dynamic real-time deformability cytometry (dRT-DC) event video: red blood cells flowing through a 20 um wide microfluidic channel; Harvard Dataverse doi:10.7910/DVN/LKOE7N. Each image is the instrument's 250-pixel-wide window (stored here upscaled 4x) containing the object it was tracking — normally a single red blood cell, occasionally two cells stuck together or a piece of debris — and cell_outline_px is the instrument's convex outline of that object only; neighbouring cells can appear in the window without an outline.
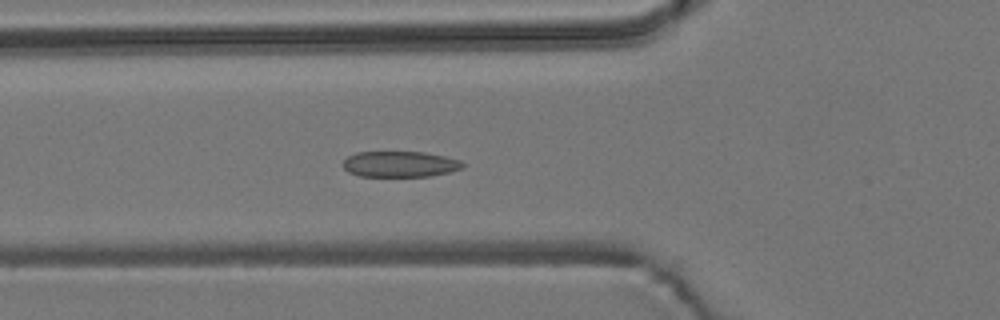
{"species": "common noctule bat (a hibernating species)", "species_latin": "Nyctalus noctula", "temperature_condition": "room temperature", "stored_images_in_passage": 55, "camera_frame_rate_fps": 3000, "um_per_image_px": 0.085, "animal": {"sex": "male", "body_mass_g": 19.2, "forearm_length_mm": 51.8}, "frame": {"image": 1, "passage_image": 19, "time_ms": 6.0, "image_size_px": [1000, 320], "cell_outline_px": [[464, 164], [460, 168], [448, 172], [428, 176], [360, 176], [348, 172], [344, 168], [344, 160], [348, 156], [356, 152], [424, 152], [444, 156], [460, 160]], "centroid_in_image_um": [33.96, 13.94], "position_along_channel_um": 91.8, "area_um2": 17.8}}
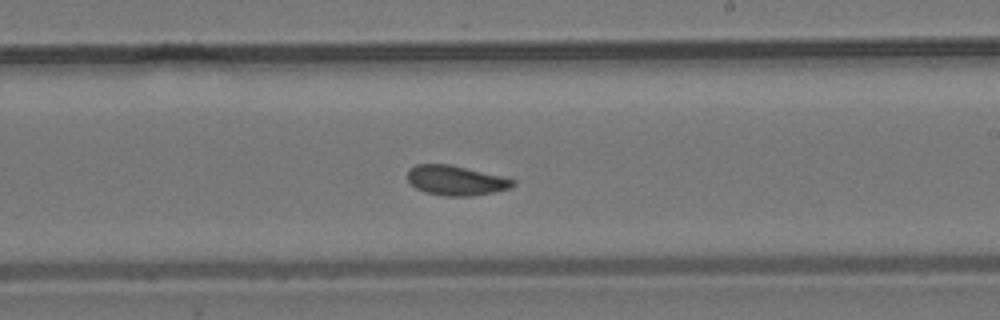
{"frame": {"image": 2, "passage_image": 32, "time_ms": 10.333, "image_size_px": [1000, 320], "cell_outline_px": [[516, 184], [508, 188], [492, 192], [472, 196], [444, 196], [424, 192], [416, 188], [408, 180], [408, 168], [416, 164], [452, 164], [504, 176], [516, 180]], "centroid_in_image_um": [38.75, 15.32], "position_along_channel_um": 250.2, "area_um2": 18.5}}
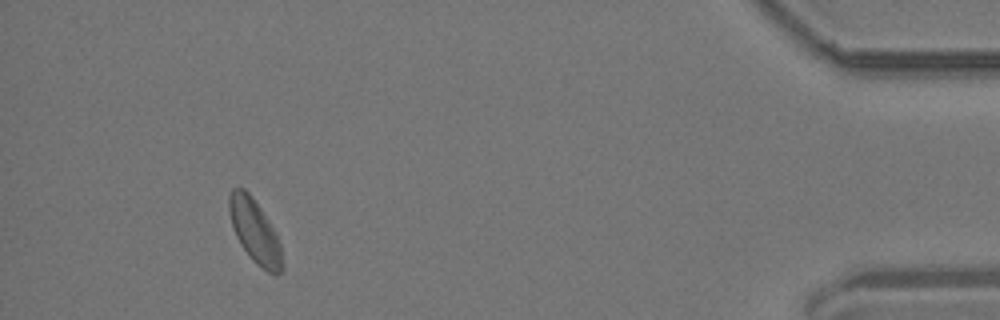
{"frame": {"image": 3, "passage_image": 51, "time_ms": 16.667, "image_size_px": [1000, 320], "cell_outline_px": [[280, 272], [276, 276], [268, 272], [256, 264], [252, 260], [240, 244], [236, 236], [228, 212], [228, 196], [232, 188], [244, 188], [252, 196], [276, 232], [280, 244]], "centroid_in_image_um": [21.61, 19.62], "position_along_channel_um": 413.6, "area_um2": 19.36}, "authors_computed_cell_mechanics": {"area_um2": 18.9006, "velocity_mm_per_s": 3.6518, "shape_relaxation_time_tau1_ms": null, "shape_relaxation_time_tau2_ms": 1.4962, "deformation_change_tau1": null, "deformation_change_tau2": 0.0457}}